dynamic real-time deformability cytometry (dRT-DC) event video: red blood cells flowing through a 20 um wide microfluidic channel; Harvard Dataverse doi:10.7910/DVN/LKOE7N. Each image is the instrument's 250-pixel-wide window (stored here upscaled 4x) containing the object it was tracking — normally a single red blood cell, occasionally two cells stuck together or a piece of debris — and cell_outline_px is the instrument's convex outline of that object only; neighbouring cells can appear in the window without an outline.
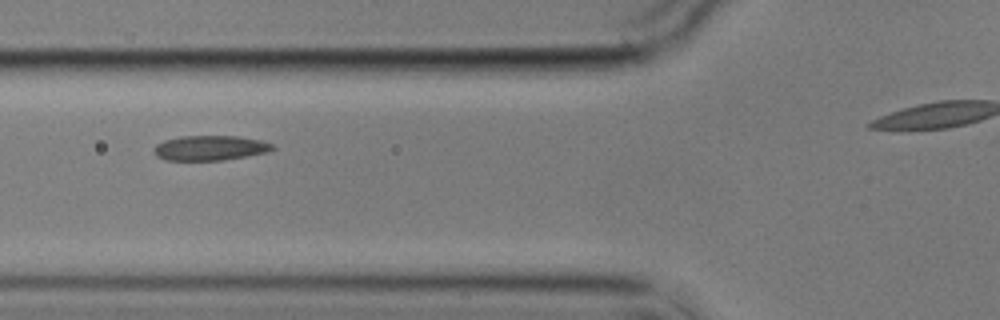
{"species": "common noctule bat (a hibernating species)", "species_latin": "Nyctalus noctula", "temperature_condition": "cold", "stored_images_in_passage": 9, "segment_of_instrument_passage": [1, 2], "camera_frame_rate_fps": 3000, "um_per_image_px": 0.085, "animal": {"sex": "male", "body_mass_g": 17.9}, "frame": {"image": 1, "passage_image": 3, "time_ms": 2.0, "image_size_px": [1000, 320], "cell_outline_px": [[276, 148], [268, 152], [220, 160], [164, 160], [156, 156], [152, 152], [152, 148], [156, 144], [164, 140], [180, 136], [236, 136], [260, 140], [272, 144]], "centroid_in_image_um": [17.79, 12.57], "position_along_channel_um": 108.0, "area_um2": 17.22}}
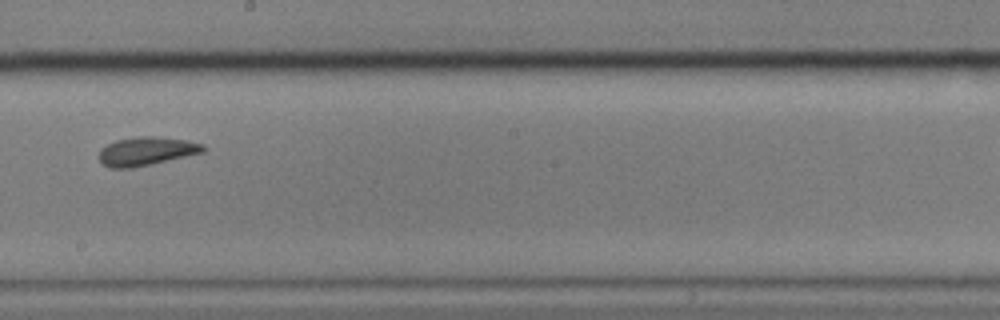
{"frame": {"image": 2, "passage_image": 6, "time_ms": 5.667, "image_size_px": [1000, 320], "cell_outline_px": [[208, 148], [204, 152], [152, 164], [132, 168], [108, 168], [100, 164], [100, 148], [116, 140], [136, 136], [152, 136], [188, 140], [204, 144]], "centroid_in_image_um": [12.45, 12.85], "position_along_channel_um": 235.7, "area_um2": 17.57}}
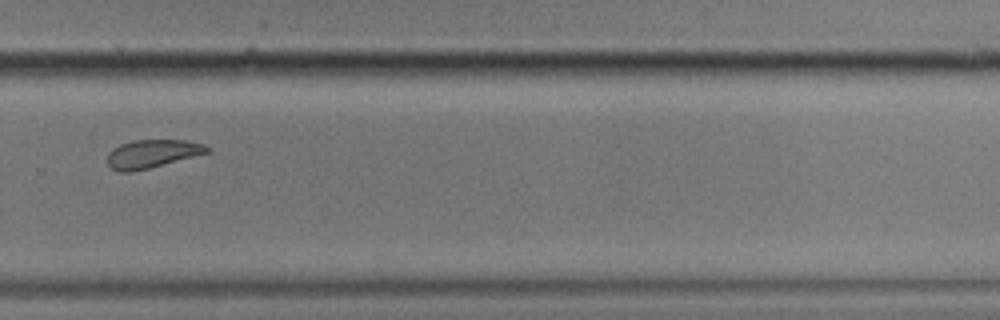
{"frame": {"image": 3, "passage_image": 8, "time_ms": 8.0, "image_size_px": [1000, 320], "cell_outline_px": [[212, 152], [132, 172], [120, 172], [112, 168], [108, 164], [108, 152], [112, 148], [120, 144], [132, 140], [184, 140], [204, 144], [212, 148]], "centroid_in_image_um": [12.96, 13.06], "position_along_channel_um": 316.8, "area_um2": 16.53}}